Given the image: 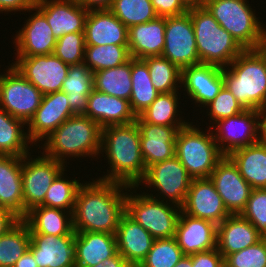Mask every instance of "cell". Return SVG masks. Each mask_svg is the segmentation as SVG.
<instances>
[{"label":"cell","mask_w":266,"mask_h":267,"mask_svg":"<svg viewBox=\"0 0 266 267\" xmlns=\"http://www.w3.org/2000/svg\"><path fill=\"white\" fill-rule=\"evenodd\" d=\"M129 186L92 179L78 188L72 213L75 232H101L115 234L120 217L126 212Z\"/></svg>","instance_id":"6da1fadb"},{"label":"cell","mask_w":266,"mask_h":267,"mask_svg":"<svg viewBox=\"0 0 266 267\" xmlns=\"http://www.w3.org/2000/svg\"><path fill=\"white\" fill-rule=\"evenodd\" d=\"M101 154L105 153L110 169L100 180L137 186L146 167L141 154L140 130L136 121L102 128Z\"/></svg>","instance_id":"7a4b0ae2"},{"label":"cell","mask_w":266,"mask_h":267,"mask_svg":"<svg viewBox=\"0 0 266 267\" xmlns=\"http://www.w3.org/2000/svg\"><path fill=\"white\" fill-rule=\"evenodd\" d=\"M102 127L85 115H74L43 141V154L67 165V158L99 157ZM99 155V156H98Z\"/></svg>","instance_id":"3957f363"},{"label":"cell","mask_w":266,"mask_h":267,"mask_svg":"<svg viewBox=\"0 0 266 267\" xmlns=\"http://www.w3.org/2000/svg\"><path fill=\"white\" fill-rule=\"evenodd\" d=\"M224 87L244 109L266 106V62L257 49H246L222 68Z\"/></svg>","instance_id":"277c9868"},{"label":"cell","mask_w":266,"mask_h":267,"mask_svg":"<svg viewBox=\"0 0 266 267\" xmlns=\"http://www.w3.org/2000/svg\"><path fill=\"white\" fill-rule=\"evenodd\" d=\"M188 12L201 63L225 68L244 51L205 7L190 9Z\"/></svg>","instance_id":"5b68a950"},{"label":"cell","mask_w":266,"mask_h":267,"mask_svg":"<svg viewBox=\"0 0 266 267\" xmlns=\"http://www.w3.org/2000/svg\"><path fill=\"white\" fill-rule=\"evenodd\" d=\"M200 129L189 122L179 129L175 141V156L192 179L209 178L216 164L224 157L211 128L208 127L207 133Z\"/></svg>","instance_id":"8992f818"},{"label":"cell","mask_w":266,"mask_h":267,"mask_svg":"<svg viewBox=\"0 0 266 267\" xmlns=\"http://www.w3.org/2000/svg\"><path fill=\"white\" fill-rule=\"evenodd\" d=\"M248 3L247 0H206L204 5L244 50L256 49L266 38V26Z\"/></svg>","instance_id":"52a82bcc"},{"label":"cell","mask_w":266,"mask_h":267,"mask_svg":"<svg viewBox=\"0 0 266 267\" xmlns=\"http://www.w3.org/2000/svg\"><path fill=\"white\" fill-rule=\"evenodd\" d=\"M129 188L126 196V213L147 230L154 239L175 237L181 208L155 199L144 192L134 194L136 186H129Z\"/></svg>","instance_id":"ba28073f"},{"label":"cell","mask_w":266,"mask_h":267,"mask_svg":"<svg viewBox=\"0 0 266 267\" xmlns=\"http://www.w3.org/2000/svg\"><path fill=\"white\" fill-rule=\"evenodd\" d=\"M191 181L192 178L188 175L186 168L174 155L170 159L154 163L146 168L145 175L136 186V190L141 184H145L149 189L154 187V191L157 190L159 195L144 193L158 200L166 199V202L169 201L181 208L186 200Z\"/></svg>","instance_id":"9c48e42d"},{"label":"cell","mask_w":266,"mask_h":267,"mask_svg":"<svg viewBox=\"0 0 266 267\" xmlns=\"http://www.w3.org/2000/svg\"><path fill=\"white\" fill-rule=\"evenodd\" d=\"M0 74V108L26 124L39 108L43 94L12 64Z\"/></svg>","instance_id":"30bf717a"},{"label":"cell","mask_w":266,"mask_h":267,"mask_svg":"<svg viewBox=\"0 0 266 267\" xmlns=\"http://www.w3.org/2000/svg\"><path fill=\"white\" fill-rule=\"evenodd\" d=\"M211 128L220 152L228 156L232 151L262 139L261 111L245 109L241 113L214 123ZM216 130H214V129Z\"/></svg>","instance_id":"8fae6325"},{"label":"cell","mask_w":266,"mask_h":267,"mask_svg":"<svg viewBox=\"0 0 266 267\" xmlns=\"http://www.w3.org/2000/svg\"><path fill=\"white\" fill-rule=\"evenodd\" d=\"M30 156L31 153L22 157L24 217L28 211L44 202L51 183L67 167L43 153L36 158Z\"/></svg>","instance_id":"7c38bea8"},{"label":"cell","mask_w":266,"mask_h":267,"mask_svg":"<svg viewBox=\"0 0 266 267\" xmlns=\"http://www.w3.org/2000/svg\"><path fill=\"white\" fill-rule=\"evenodd\" d=\"M162 57L180 70L200 64L190 13L165 17V45Z\"/></svg>","instance_id":"4fadbf2b"},{"label":"cell","mask_w":266,"mask_h":267,"mask_svg":"<svg viewBox=\"0 0 266 267\" xmlns=\"http://www.w3.org/2000/svg\"><path fill=\"white\" fill-rule=\"evenodd\" d=\"M16 57L12 65L43 95L62 90L70 65L54 54Z\"/></svg>","instance_id":"5bb4252c"},{"label":"cell","mask_w":266,"mask_h":267,"mask_svg":"<svg viewBox=\"0 0 266 267\" xmlns=\"http://www.w3.org/2000/svg\"><path fill=\"white\" fill-rule=\"evenodd\" d=\"M231 215L240 214L246 207L253 188L241 176L237 166L228 156L217 164L210 177Z\"/></svg>","instance_id":"9a60e30c"},{"label":"cell","mask_w":266,"mask_h":267,"mask_svg":"<svg viewBox=\"0 0 266 267\" xmlns=\"http://www.w3.org/2000/svg\"><path fill=\"white\" fill-rule=\"evenodd\" d=\"M74 115L65 92L43 95L39 108L26 124L29 126L26 131L29 140L36 145Z\"/></svg>","instance_id":"2e32d148"},{"label":"cell","mask_w":266,"mask_h":267,"mask_svg":"<svg viewBox=\"0 0 266 267\" xmlns=\"http://www.w3.org/2000/svg\"><path fill=\"white\" fill-rule=\"evenodd\" d=\"M181 211L216 225L231 215L210 178L192 179Z\"/></svg>","instance_id":"e0dca14e"},{"label":"cell","mask_w":266,"mask_h":267,"mask_svg":"<svg viewBox=\"0 0 266 267\" xmlns=\"http://www.w3.org/2000/svg\"><path fill=\"white\" fill-rule=\"evenodd\" d=\"M180 86L187 92L190 100L205 109L224 86L222 68L203 63L183 68Z\"/></svg>","instance_id":"ac0fdd59"},{"label":"cell","mask_w":266,"mask_h":267,"mask_svg":"<svg viewBox=\"0 0 266 267\" xmlns=\"http://www.w3.org/2000/svg\"><path fill=\"white\" fill-rule=\"evenodd\" d=\"M35 11L17 31L14 42L17 56H40L53 54L57 39L47 23L46 17L34 7Z\"/></svg>","instance_id":"d6986e66"},{"label":"cell","mask_w":266,"mask_h":267,"mask_svg":"<svg viewBox=\"0 0 266 267\" xmlns=\"http://www.w3.org/2000/svg\"><path fill=\"white\" fill-rule=\"evenodd\" d=\"M35 7L46 17L56 39L73 32H84L89 10L76 0H37Z\"/></svg>","instance_id":"ffe728a7"},{"label":"cell","mask_w":266,"mask_h":267,"mask_svg":"<svg viewBox=\"0 0 266 267\" xmlns=\"http://www.w3.org/2000/svg\"><path fill=\"white\" fill-rule=\"evenodd\" d=\"M175 239L184 255H193L217 248V225L206 219L180 212Z\"/></svg>","instance_id":"44dd1931"},{"label":"cell","mask_w":266,"mask_h":267,"mask_svg":"<svg viewBox=\"0 0 266 267\" xmlns=\"http://www.w3.org/2000/svg\"><path fill=\"white\" fill-rule=\"evenodd\" d=\"M30 239L38 267H76L75 235L30 234Z\"/></svg>","instance_id":"7402d4cb"},{"label":"cell","mask_w":266,"mask_h":267,"mask_svg":"<svg viewBox=\"0 0 266 267\" xmlns=\"http://www.w3.org/2000/svg\"><path fill=\"white\" fill-rule=\"evenodd\" d=\"M136 123L140 130L141 154L146 168L175 155L176 136L183 127L146 123L139 116Z\"/></svg>","instance_id":"603a6c76"},{"label":"cell","mask_w":266,"mask_h":267,"mask_svg":"<svg viewBox=\"0 0 266 267\" xmlns=\"http://www.w3.org/2000/svg\"><path fill=\"white\" fill-rule=\"evenodd\" d=\"M85 45H128V28L109 10H89L84 28Z\"/></svg>","instance_id":"cb8c5ba5"},{"label":"cell","mask_w":266,"mask_h":267,"mask_svg":"<svg viewBox=\"0 0 266 267\" xmlns=\"http://www.w3.org/2000/svg\"><path fill=\"white\" fill-rule=\"evenodd\" d=\"M118 252L138 267L152 248L155 239L126 212L120 217L115 233Z\"/></svg>","instance_id":"d4e9b609"},{"label":"cell","mask_w":266,"mask_h":267,"mask_svg":"<svg viewBox=\"0 0 266 267\" xmlns=\"http://www.w3.org/2000/svg\"><path fill=\"white\" fill-rule=\"evenodd\" d=\"M84 115L97 122L102 128L109 125L129 124L137 118L129 101L95 89L88 96L87 110Z\"/></svg>","instance_id":"484cf974"},{"label":"cell","mask_w":266,"mask_h":267,"mask_svg":"<svg viewBox=\"0 0 266 267\" xmlns=\"http://www.w3.org/2000/svg\"><path fill=\"white\" fill-rule=\"evenodd\" d=\"M0 208L24 218L22 157L0 155Z\"/></svg>","instance_id":"4316f807"},{"label":"cell","mask_w":266,"mask_h":267,"mask_svg":"<svg viewBox=\"0 0 266 267\" xmlns=\"http://www.w3.org/2000/svg\"><path fill=\"white\" fill-rule=\"evenodd\" d=\"M262 238L240 214L230 215L217 225V249L223 257L253 246Z\"/></svg>","instance_id":"83f0119b"},{"label":"cell","mask_w":266,"mask_h":267,"mask_svg":"<svg viewBox=\"0 0 266 267\" xmlns=\"http://www.w3.org/2000/svg\"><path fill=\"white\" fill-rule=\"evenodd\" d=\"M165 45V17L128 28V49L131 58L161 56Z\"/></svg>","instance_id":"f1b7e54d"},{"label":"cell","mask_w":266,"mask_h":267,"mask_svg":"<svg viewBox=\"0 0 266 267\" xmlns=\"http://www.w3.org/2000/svg\"><path fill=\"white\" fill-rule=\"evenodd\" d=\"M117 253L115 234L75 232L76 267H94Z\"/></svg>","instance_id":"f546056e"},{"label":"cell","mask_w":266,"mask_h":267,"mask_svg":"<svg viewBox=\"0 0 266 267\" xmlns=\"http://www.w3.org/2000/svg\"><path fill=\"white\" fill-rule=\"evenodd\" d=\"M228 157L253 189L266 188V141L232 151Z\"/></svg>","instance_id":"4dcf8cb0"},{"label":"cell","mask_w":266,"mask_h":267,"mask_svg":"<svg viewBox=\"0 0 266 267\" xmlns=\"http://www.w3.org/2000/svg\"><path fill=\"white\" fill-rule=\"evenodd\" d=\"M23 220L29 226L30 234L75 235L70 211L40 205L28 211Z\"/></svg>","instance_id":"1f68e13d"},{"label":"cell","mask_w":266,"mask_h":267,"mask_svg":"<svg viewBox=\"0 0 266 267\" xmlns=\"http://www.w3.org/2000/svg\"><path fill=\"white\" fill-rule=\"evenodd\" d=\"M93 80V72L84 62L70 65L61 91L66 93L69 106L75 115L86 113L88 96L94 89Z\"/></svg>","instance_id":"d6a6232c"},{"label":"cell","mask_w":266,"mask_h":267,"mask_svg":"<svg viewBox=\"0 0 266 267\" xmlns=\"http://www.w3.org/2000/svg\"><path fill=\"white\" fill-rule=\"evenodd\" d=\"M26 123L0 108V155L26 156L33 144L24 129ZM28 144H30L28 146Z\"/></svg>","instance_id":"836d02e7"},{"label":"cell","mask_w":266,"mask_h":267,"mask_svg":"<svg viewBox=\"0 0 266 267\" xmlns=\"http://www.w3.org/2000/svg\"><path fill=\"white\" fill-rule=\"evenodd\" d=\"M177 94H179L178 91L159 94L149 107L138 116L146 123L161 126L185 127L189 122H186L182 117L180 118L178 108H180L179 97L181 95Z\"/></svg>","instance_id":"e575fe53"},{"label":"cell","mask_w":266,"mask_h":267,"mask_svg":"<svg viewBox=\"0 0 266 267\" xmlns=\"http://www.w3.org/2000/svg\"><path fill=\"white\" fill-rule=\"evenodd\" d=\"M132 90L130 106L138 116L157 98L159 93L151 82L150 73L143 59L131 58Z\"/></svg>","instance_id":"d590c367"},{"label":"cell","mask_w":266,"mask_h":267,"mask_svg":"<svg viewBox=\"0 0 266 267\" xmlns=\"http://www.w3.org/2000/svg\"><path fill=\"white\" fill-rule=\"evenodd\" d=\"M94 89L101 93L130 100L132 90L131 59L123 65L93 73Z\"/></svg>","instance_id":"8d00e7d4"},{"label":"cell","mask_w":266,"mask_h":267,"mask_svg":"<svg viewBox=\"0 0 266 267\" xmlns=\"http://www.w3.org/2000/svg\"><path fill=\"white\" fill-rule=\"evenodd\" d=\"M30 228L20 219L0 236V267H14L17 260L29 249Z\"/></svg>","instance_id":"74e56055"},{"label":"cell","mask_w":266,"mask_h":267,"mask_svg":"<svg viewBox=\"0 0 266 267\" xmlns=\"http://www.w3.org/2000/svg\"><path fill=\"white\" fill-rule=\"evenodd\" d=\"M130 59L128 45H85L84 63L93 73L118 67Z\"/></svg>","instance_id":"f35d334b"},{"label":"cell","mask_w":266,"mask_h":267,"mask_svg":"<svg viewBox=\"0 0 266 267\" xmlns=\"http://www.w3.org/2000/svg\"><path fill=\"white\" fill-rule=\"evenodd\" d=\"M149 69L152 85L159 94L177 92L181 85V70L162 56L143 59ZM178 83V84H177Z\"/></svg>","instance_id":"ab89813d"},{"label":"cell","mask_w":266,"mask_h":267,"mask_svg":"<svg viewBox=\"0 0 266 267\" xmlns=\"http://www.w3.org/2000/svg\"><path fill=\"white\" fill-rule=\"evenodd\" d=\"M127 28L157 17L151 0H113L109 9Z\"/></svg>","instance_id":"60d3db41"},{"label":"cell","mask_w":266,"mask_h":267,"mask_svg":"<svg viewBox=\"0 0 266 267\" xmlns=\"http://www.w3.org/2000/svg\"><path fill=\"white\" fill-rule=\"evenodd\" d=\"M63 170L51 183L42 206L59 208L73 213L78 188L82 183L76 178L68 180ZM67 178V179H66Z\"/></svg>","instance_id":"b9f144b4"},{"label":"cell","mask_w":266,"mask_h":267,"mask_svg":"<svg viewBox=\"0 0 266 267\" xmlns=\"http://www.w3.org/2000/svg\"><path fill=\"white\" fill-rule=\"evenodd\" d=\"M183 256L175 237L155 239L152 248L138 267H174Z\"/></svg>","instance_id":"7bdbcfd3"},{"label":"cell","mask_w":266,"mask_h":267,"mask_svg":"<svg viewBox=\"0 0 266 267\" xmlns=\"http://www.w3.org/2000/svg\"><path fill=\"white\" fill-rule=\"evenodd\" d=\"M84 32H73L57 39L53 54L68 65L84 62Z\"/></svg>","instance_id":"ee69618b"},{"label":"cell","mask_w":266,"mask_h":267,"mask_svg":"<svg viewBox=\"0 0 266 267\" xmlns=\"http://www.w3.org/2000/svg\"><path fill=\"white\" fill-rule=\"evenodd\" d=\"M240 215L248 220L263 238H266V188L251 191L246 207Z\"/></svg>","instance_id":"f6af8a7d"},{"label":"cell","mask_w":266,"mask_h":267,"mask_svg":"<svg viewBox=\"0 0 266 267\" xmlns=\"http://www.w3.org/2000/svg\"><path fill=\"white\" fill-rule=\"evenodd\" d=\"M227 267H266V238L241 251L226 255Z\"/></svg>","instance_id":"bcb514c9"},{"label":"cell","mask_w":266,"mask_h":267,"mask_svg":"<svg viewBox=\"0 0 266 267\" xmlns=\"http://www.w3.org/2000/svg\"><path fill=\"white\" fill-rule=\"evenodd\" d=\"M206 107V116L210 117V123L213 125L221 119L235 116L245 110L235 99L232 93L224 86L220 90L219 94L208 105H206L205 108Z\"/></svg>","instance_id":"7dc6e473"},{"label":"cell","mask_w":266,"mask_h":267,"mask_svg":"<svg viewBox=\"0 0 266 267\" xmlns=\"http://www.w3.org/2000/svg\"><path fill=\"white\" fill-rule=\"evenodd\" d=\"M157 16L171 17L186 13L188 10L180 0H151Z\"/></svg>","instance_id":"c3c4849f"},{"label":"cell","mask_w":266,"mask_h":267,"mask_svg":"<svg viewBox=\"0 0 266 267\" xmlns=\"http://www.w3.org/2000/svg\"><path fill=\"white\" fill-rule=\"evenodd\" d=\"M192 267H221L224 257L217 248L191 255Z\"/></svg>","instance_id":"681fc988"},{"label":"cell","mask_w":266,"mask_h":267,"mask_svg":"<svg viewBox=\"0 0 266 267\" xmlns=\"http://www.w3.org/2000/svg\"><path fill=\"white\" fill-rule=\"evenodd\" d=\"M37 0H0V13L6 12H32ZM24 10V11H23Z\"/></svg>","instance_id":"f907efd6"},{"label":"cell","mask_w":266,"mask_h":267,"mask_svg":"<svg viewBox=\"0 0 266 267\" xmlns=\"http://www.w3.org/2000/svg\"><path fill=\"white\" fill-rule=\"evenodd\" d=\"M20 218L11 210L0 208V236L11 229Z\"/></svg>","instance_id":"816d5d0a"},{"label":"cell","mask_w":266,"mask_h":267,"mask_svg":"<svg viewBox=\"0 0 266 267\" xmlns=\"http://www.w3.org/2000/svg\"><path fill=\"white\" fill-rule=\"evenodd\" d=\"M87 10L110 9L113 0H76Z\"/></svg>","instance_id":"f5cc1de1"},{"label":"cell","mask_w":266,"mask_h":267,"mask_svg":"<svg viewBox=\"0 0 266 267\" xmlns=\"http://www.w3.org/2000/svg\"><path fill=\"white\" fill-rule=\"evenodd\" d=\"M94 267H133L119 252Z\"/></svg>","instance_id":"db71d44e"},{"label":"cell","mask_w":266,"mask_h":267,"mask_svg":"<svg viewBox=\"0 0 266 267\" xmlns=\"http://www.w3.org/2000/svg\"><path fill=\"white\" fill-rule=\"evenodd\" d=\"M14 267H38L32 252L28 249L15 263Z\"/></svg>","instance_id":"11a10c76"},{"label":"cell","mask_w":266,"mask_h":267,"mask_svg":"<svg viewBox=\"0 0 266 267\" xmlns=\"http://www.w3.org/2000/svg\"><path fill=\"white\" fill-rule=\"evenodd\" d=\"M206 0H180L182 5L187 9L202 8L205 5Z\"/></svg>","instance_id":"9f6ffc18"},{"label":"cell","mask_w":266,"mask_h":267,"mask_svg":"<svg viewBox=\"0 0 266 267\" xmlns=\"http://www.w3.org/2000/svg\"><path fill=\"white\" fill-rule=\"evenodd\" d=\"M174 267H192L191 255H184Z\"/></svg>","instance_id":"6f0895ef"},{"label":"cell","mask_w":266,"mask_h":267,"mask_svg":"<svg viewBox=\"0 0 266 267\" xmlns=\"http://www.w3.org/2000/svg\"><path fill=\"white\" fill-rule=\"evenodd\" d=\"M262 139L266 141V106L261 110Z\"/></svg>","instance_id":"680465c9"},{"label":"cell","mask_w":266,"mask_h":267,"mask_svg":"<svg viewBox=\"0 0 266 267\" xmlns=\"http://www.w3.org/2000/svg\"><path fill=\"white\" fill-rule=\"evenodd\" d=\"M256 49L263 55L266 62V38L259 44Z\"/></svg>","instance_id":"91938a15"}]
</instances>
